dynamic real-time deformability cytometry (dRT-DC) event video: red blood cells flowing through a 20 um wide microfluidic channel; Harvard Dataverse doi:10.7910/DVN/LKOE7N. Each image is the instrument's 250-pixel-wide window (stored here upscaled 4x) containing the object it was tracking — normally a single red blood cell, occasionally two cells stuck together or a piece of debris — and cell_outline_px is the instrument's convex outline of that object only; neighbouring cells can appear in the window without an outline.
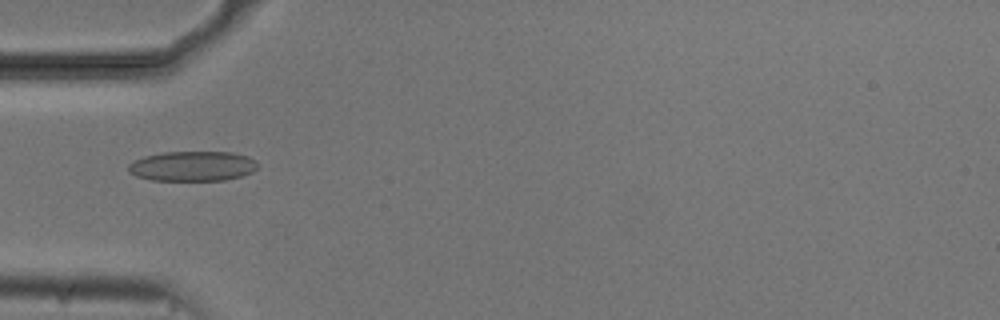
{"species": "common noctule bat (a hibernating species)", "species_latin": "Nyctalus noctula", "temperature_condition": "cold", "stored_images_in_passage": 54, "camera_frame_rate_fps": 3000, "um_per_image_px": 0.085, "animal": {"sex": "male", "body_mass_g": 20.5, "forearm_length_mm": 52.5}, "frame": {"image": 1, "passage_image": 17, "time_ms": 5.333, "image_size_px": [1000, 320], "cell_outline_px": [[260, 164], [252, 172], [244, 176], [224, 180], [152, 180], [136, 176], [128, 172], [128, 164], [144, 156], [164, 152], [232, 152], [248, 156], [256, 160]], "centroid_in_image_um": [16.4, 14.12], "position_along_channel_um": 68.6, "area_um2": 22.72}}
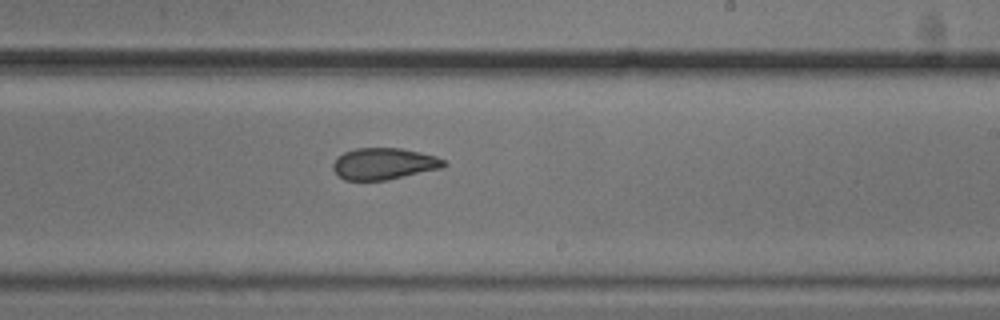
{"frame": {"image": 2, "passage_image": 32, "time_ms": 10.333, "image_size_px": [1000, 320], "cell_outline_px": [[448, 164], [444, 168], [388, 180], [344, 180], [332, 168], [332, 164], [336, 156], [344, 152], [356, 148], [400, 148], [420, 152], [436, 156], [444, 160]], "centroid_in_image_um": [32.65, 13.92], "position_along_channel_um": 256.4, "area_um2": 20.63}}
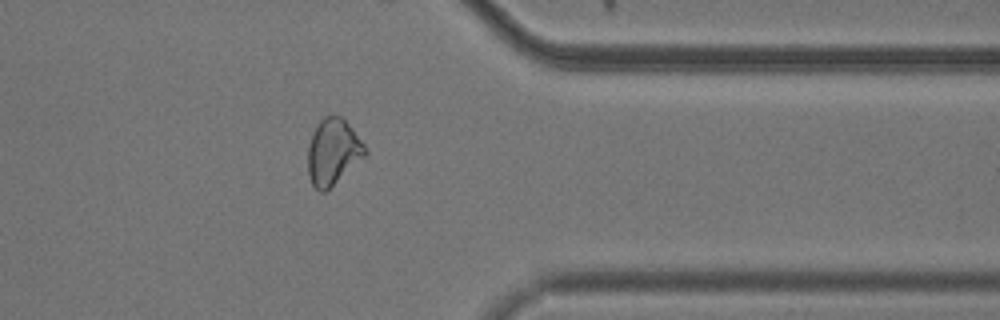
{"frame": {"image": 3, "passage_image": 43, "time_ms": 14.0, "image_size_px": [1000, 320], "cell_outline_px": [[368, 152], [364, 156], [324, 192], [320, 192], [312, 184], [308, 172], [308, 144], [312, 132], [320, 120], [324, 116], [340, 116], [352, 128], [364, 144]], "centroid_in_image_um": [28.28, 12.88], "position_along_channel_um": 383.1, "area_um2": 21.56}, "authors_computed_cell_mechanics": {"area_um2": 22.6576, "velocity_mm_per_s": 3.7455, "shape_relaxation_time_tau1_ms": null, "shape_relaxation_time_tau2_ms": 1.6955, "deformation_change_tau1": null, "deformation_change_tau2": 0.062}}